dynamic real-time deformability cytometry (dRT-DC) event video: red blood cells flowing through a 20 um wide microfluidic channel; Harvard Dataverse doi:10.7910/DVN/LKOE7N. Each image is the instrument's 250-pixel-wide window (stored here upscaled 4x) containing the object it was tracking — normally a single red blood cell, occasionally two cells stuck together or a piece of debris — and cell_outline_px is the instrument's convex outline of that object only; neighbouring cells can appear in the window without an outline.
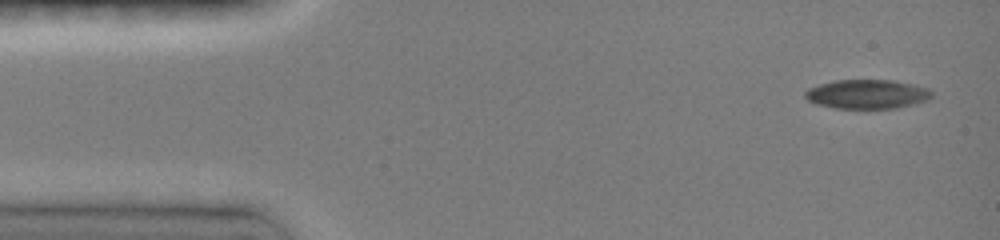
{"species": "common noctule bat (a hibernating species)", "species_latin": "Nyctalus noctula", "temperature_condition": "room temperature", "stored_images_in_passage": 6, "camera_frame_rate_fps": 3000, "um_per_image_px": 0.085, "animal": {"sex": "female", "body_mass_g": 19.0, "forearm_length_mm": 51.5}, "frame": {"image": 1, "passage_image": 1, "time_ms": 0.0, "image_size_px": [1000, 240], "cell_outline_px": [[932, 96], [928, 100], [916, 104], [896, 108], [832, 108], [816, 104], [808, 100], [804, 96], [804, 92], [808, 88], [820, 84], [836, 80], [892, 80], [912, 84], [928, 88], [932, 92]], "centroid_in_image_um": [73.7, 8.0], "position_along_channel_um": 11.3, "area_um2": 21.62}}
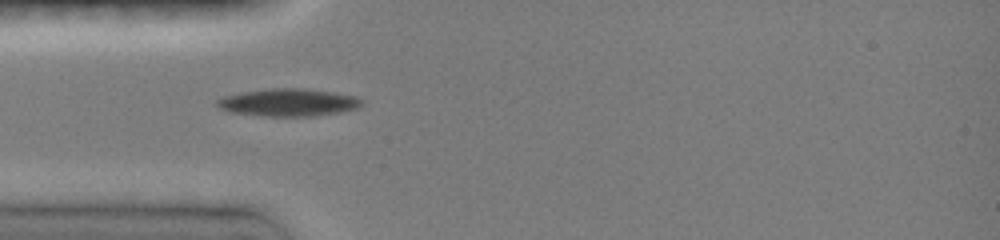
{"frame": {"image": 2, "passage_image": 5, "time_ms": 3.667, "image_size_px": [1000, 240], "cell_outline_px": [[364, 104], [360, 108], [340, 112], [312, 116], [264, 116], [232, 112], [220, 108], [216, 104], [216, 100], [224, 96], [240, 92], [268, 88], [304, 88], [332, 92], [356, 96], [364, 100]], "centroid_in_image_um": [24.55, 8.7], "position_along_channel_um": 60.4, "area_um2": 23.41}}